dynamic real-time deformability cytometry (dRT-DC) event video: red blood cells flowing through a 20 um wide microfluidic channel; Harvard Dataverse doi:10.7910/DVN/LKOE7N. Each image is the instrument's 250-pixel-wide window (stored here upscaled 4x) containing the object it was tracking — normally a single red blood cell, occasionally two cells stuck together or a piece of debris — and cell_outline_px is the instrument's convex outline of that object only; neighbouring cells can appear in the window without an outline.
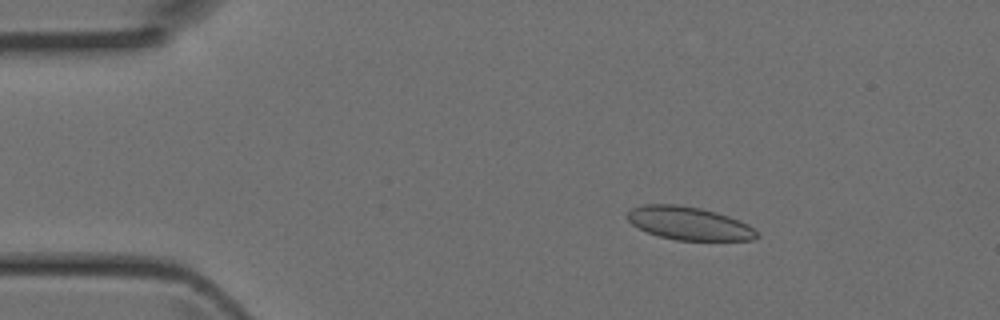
{"species": "Egyptian fruit bat (a non-hibernating species)", "species_latin": "Rousettus aegyptiacus", "temperature_condition": "room temperature", "stored_images_in_passage": 4, "camera_frame_rate_fps": 3000, "um_per_image_px": 0.085, "animal": {"sex": "female"}, "frame": {"image": 1, "passage_image": 2, "time_ms": 0.333, "image_size_px": [1000, 320], "cell_outline_px": [[760, 236], [752, 240], [676, 240], [660, 236], [648, 232], [632, 224], [628, 220], [628, 212], [632, 208], [644, 204], [680, 204], [700, 208], [716, 212], [740, 220], [748, 224]], "centroid_in_image_um": [58.58, 18.97], "position_along_channel_um": 26.4, "area_um2": 24.85}}
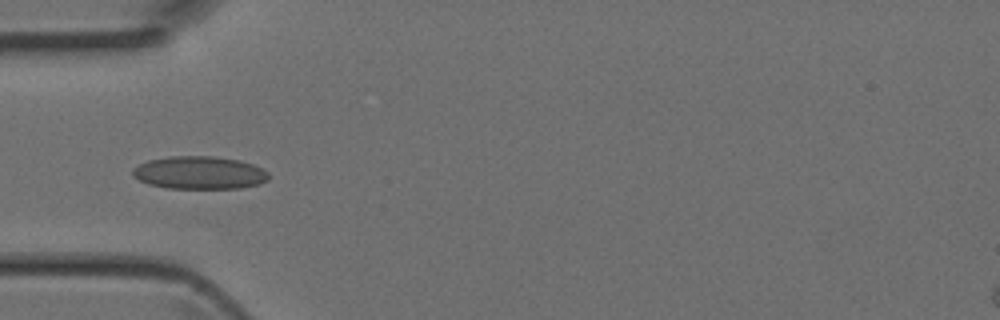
{"frame": {"image": 2, "passage_image": 4, "time_ms": 1.0, "image_size_px": [1000, 320], "cell_outline_px": [[268, 180], [260, 184], [240, 188], [168, 188], [148, 184], [132, 176], [132, 168], [148, 160], [168, 156], [212, 156], [240, 160], [252, 164], [268, 172]], "centroid_in_image_um": [16.94, 14.68], "position_along_channel_um": 68.1, "area_um2": 26.07}}